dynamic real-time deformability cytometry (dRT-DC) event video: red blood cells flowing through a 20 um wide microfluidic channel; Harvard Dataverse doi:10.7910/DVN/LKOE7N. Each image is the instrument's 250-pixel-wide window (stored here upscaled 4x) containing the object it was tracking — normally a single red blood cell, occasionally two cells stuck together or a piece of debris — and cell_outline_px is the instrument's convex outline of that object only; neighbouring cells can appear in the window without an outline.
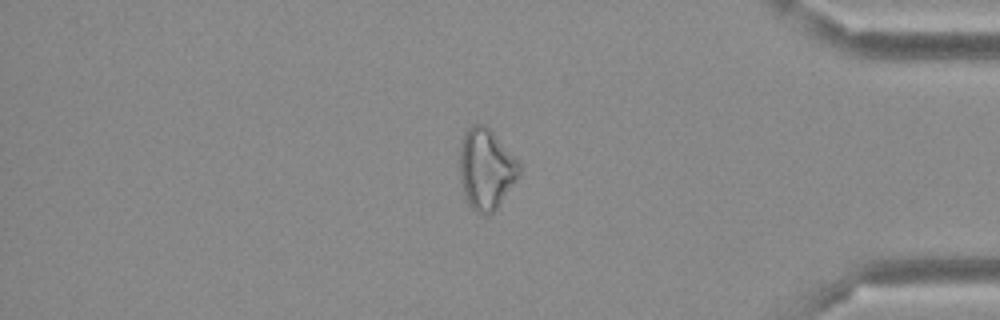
{"species": "Egyptian fruit bat (a non-hibernating species)", "species_latin": "Rousettus aegyptiacus", "temperature_condition": "cold", "stored_images_in_passage": 46, "camera_frame_rate_fps": 3000, "um_per_image_px": 0.085, "frame": {"image": 1, "passage_image": 40, "time_ms": 13.0, "image_size_px": [1000, 320], "cell_outline_px": [[520, 172], [496, 208], [488, 216], [484, 216], [476, 212], [468, 204], [460, 180], [460, 144], [464, 132], [472, 124], [488, 124], [520, 164]], "centroid_in_image_um": [41.28, 14.32], "position_along_channel_um": 393.9, "area_um2": 27.92}}